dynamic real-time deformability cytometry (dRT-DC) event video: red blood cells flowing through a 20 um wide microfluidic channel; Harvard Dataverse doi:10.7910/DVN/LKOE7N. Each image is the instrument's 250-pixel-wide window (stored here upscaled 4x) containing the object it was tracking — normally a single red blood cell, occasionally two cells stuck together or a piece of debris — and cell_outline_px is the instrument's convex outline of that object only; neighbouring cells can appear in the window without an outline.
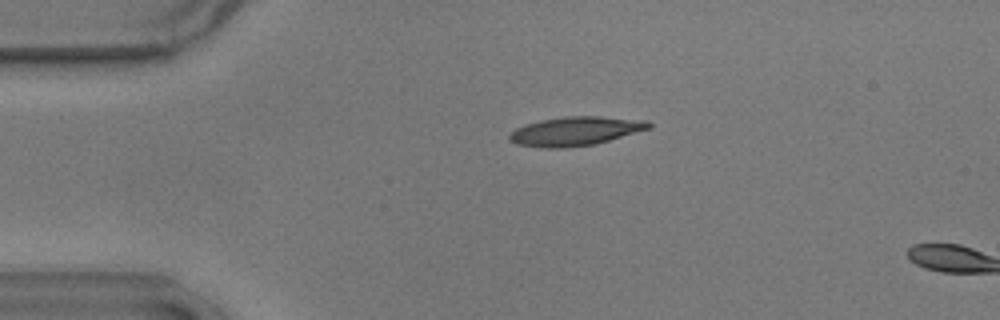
{"species": "common noctule bat (a hibernating species)", "species_latin": "Nyctalus noctula", "temperature_condition": "warm", "stored_images_in_passage": 13, "camera_frame_rate_fps": 3000, "um_per_image_px": 0.085, "animal": {"sex": "male", "body_mass_g": 17.9}, "frame": {"image": 1, "passage_image": 11, "time_ms": 3.333, "image_size_px": [1000, 320], "cell_outline_px": [[652, 128], [596, 144], [564, 148], [544, 148], [516, 144], [508, 140], [508, 136], [516, 128], [524, 124], [540, 120], [568, 116], [600, 116], [648, 120], [652, 124]], "centroid_in_image_um": [48.93, 11.15], "position_along_channel_um": 36.1, "area_um2": 23.76}}